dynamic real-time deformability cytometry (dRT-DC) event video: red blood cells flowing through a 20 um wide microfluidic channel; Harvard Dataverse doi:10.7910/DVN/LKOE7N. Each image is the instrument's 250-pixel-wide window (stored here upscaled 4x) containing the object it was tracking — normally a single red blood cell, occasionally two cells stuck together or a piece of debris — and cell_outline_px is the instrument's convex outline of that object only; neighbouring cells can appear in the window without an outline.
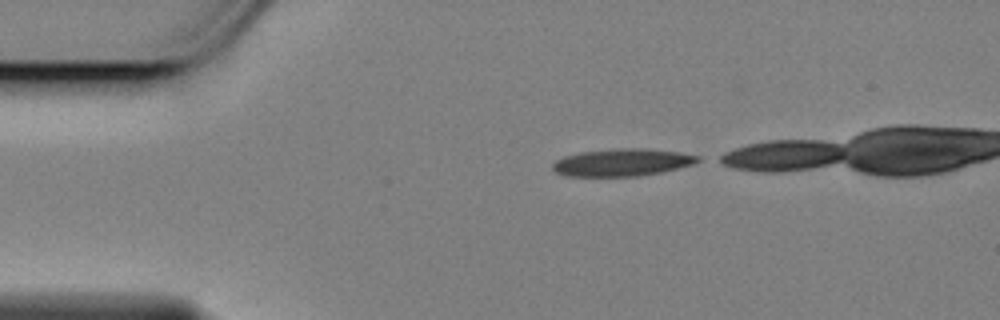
{"species": "Egyptian fruit bat (a non-hibernating species)", "species_latin": "Rousettus aegyptiacus", "temperature_condition": "cold", "stored_images_in_passage": 7, "camera_frame_rate_fps": 3000, "um_per_image_px": 0.085, "animal": {"sex": "female"}, "frame": {"image": 1, "passage_image": 1, "time_ms": 0.0, "image_size_px": [1000, 320], "cell_outline_px": [[700, 160], [692, 164], [660, 172], [636, 176], [568, 176], [556, 172], [552, 168], [552, 164], [556, 160], [564, 156], [580, 152], [612, 148], [648, 148], [676, 152], [700, 156]], "centroid_in_image_um": [52.84, 13.79], "position_along_channel_um": 32.2, "area_um2": 23.0}}